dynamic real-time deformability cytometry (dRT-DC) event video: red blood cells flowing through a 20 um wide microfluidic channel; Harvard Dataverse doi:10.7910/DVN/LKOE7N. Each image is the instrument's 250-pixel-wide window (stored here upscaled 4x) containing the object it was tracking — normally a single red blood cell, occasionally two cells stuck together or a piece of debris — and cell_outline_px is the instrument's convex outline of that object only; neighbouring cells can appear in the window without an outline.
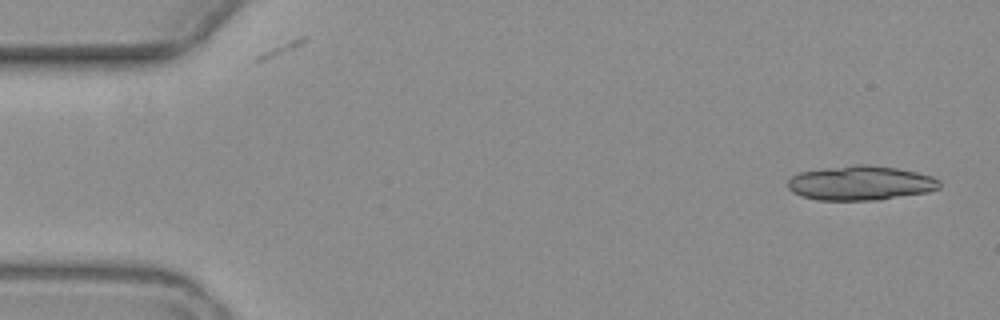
{"species": "common noctule bat (a hibernating species)", "species_latin": "Nyctalus noctula", "temperature_condition": "warm", "stored_images_in_passage": 5, "camera_frame_rate_fps": 3000, "um_per_image_px": 0.085, "animal": {"sex": "female", "body_mass_g": 19.3, "forearm_length_mm": 54.1}, "frame": {"image": 1, "passage_image": 1, "time_ms": 0.0, "image_size_px": [1000, 320], "cell_outline_px": [[940, 188], [928, 192], [880, 200], [816, 200], [800, 196], [792, 192], [788, 188], [788, 180], [792, 176], [800, 172], [824, 168], [852, 164], [868, 164], [896, 168], [916, 172], [932, 176], [940, 180]], "centroid_in_image_um": [73.15, 15.56], "position_along_channel_um": 11.9, "area_um2": 30.75}}